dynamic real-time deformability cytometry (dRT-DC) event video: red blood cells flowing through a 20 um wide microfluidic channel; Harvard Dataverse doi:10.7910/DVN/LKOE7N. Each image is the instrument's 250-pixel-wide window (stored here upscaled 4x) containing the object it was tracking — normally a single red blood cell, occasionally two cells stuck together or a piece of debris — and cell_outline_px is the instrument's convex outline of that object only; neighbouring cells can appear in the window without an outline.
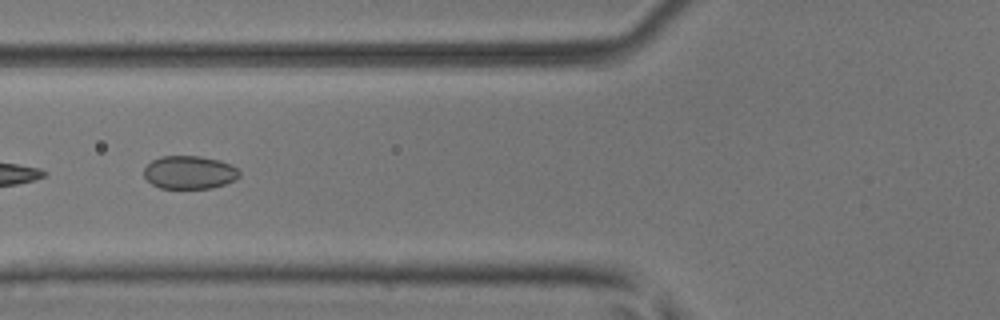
{"species": "common noctule bat (a hibernating species)", "species_latin": "Nyctalus noctula", "temperature_condition": "room temperature", "stored_images_in_passage": 27, "camera_frame_rate_fps": 3000, "um_per_image_px": 0.085, "animal": {"sex": "male", "body_mass_g": 17.9, "forearm_length_mm": 54.2}, "frame": {"image": 1, "passage_image": 20, "time_ms": 6.333, "image_size_px": [1000, 320], "cell_outline_px": [[240, 176], [224, 184], [212, 188], [160, 188], [152, 184], [144, 176], [144, 168], [152, 160], [160, 156], [200, 156], [220, 160], [232, 164], [240, 172]], "centroid_in_image_um": [16.1, 14.64], "position_along_channel_um": 109.7, "area_um2": 18.44}}
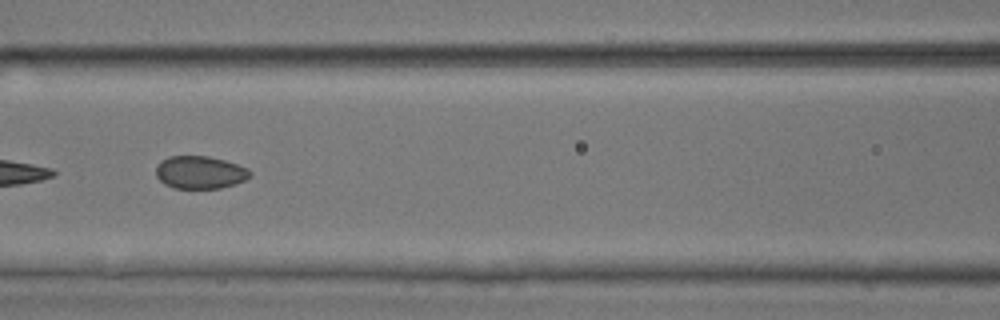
{"frame": {"image": 2, "passage_image": 23, "time_ms": 7.333, "image_size_px": [1000, 320], "cell_outline_px": [[252, 176], [236, 184], [220, 188], [172, 188], [164, 184], [156, 176], [156, 164], [160, 160], [168, 156], [208, 156], [224, 160], [248, 168], [252, 172]], "centroid_in_image_um": [16.98, 14.65], "position_along_channel_um": 149.6, "area_um2": 18.15}}